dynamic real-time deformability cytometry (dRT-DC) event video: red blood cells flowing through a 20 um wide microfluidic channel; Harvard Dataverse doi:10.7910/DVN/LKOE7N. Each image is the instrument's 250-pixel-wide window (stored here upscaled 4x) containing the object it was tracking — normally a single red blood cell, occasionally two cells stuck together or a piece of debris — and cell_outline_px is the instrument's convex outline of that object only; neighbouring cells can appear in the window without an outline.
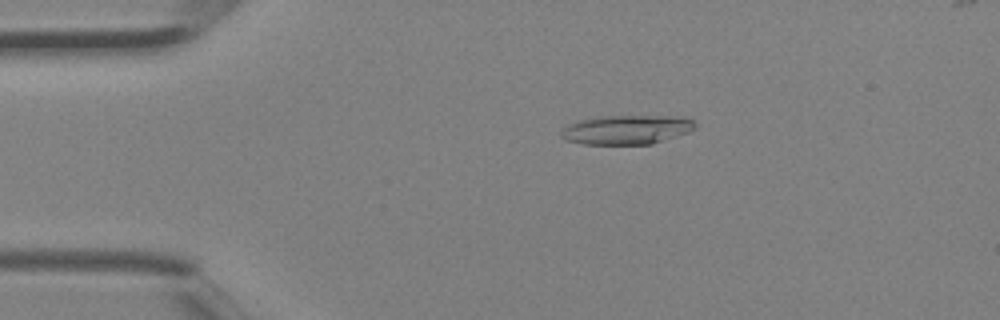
{"species": "Egyptian fruit bat (a non-hibernating species)", "species_latin": "Rousettus aegyptiacus", "temperature_condition": "room temperature", "stored_images_in_passage": 5, "camera_frame_rate_fps": 3000, "um_per_image_px": 0.085, "animal": {"sex": "female"}, "frame": {"image": 1, "passage_image": 3, "time_ms": 0.667, "image_size_px": [1000, 320], "cell_outline_px": [[696, 128], [688, 132], [652, 144], [584, 144], [568, 140], [560, 136], [560, 132], [568, 124], [580, 120], [600, 116], [676, 116], [692, 120], [696, 124]], "centroid_in_image_um": [53.26, 11.02], "position_along_channel_um": 31.7, "area_um2": 22.66}}
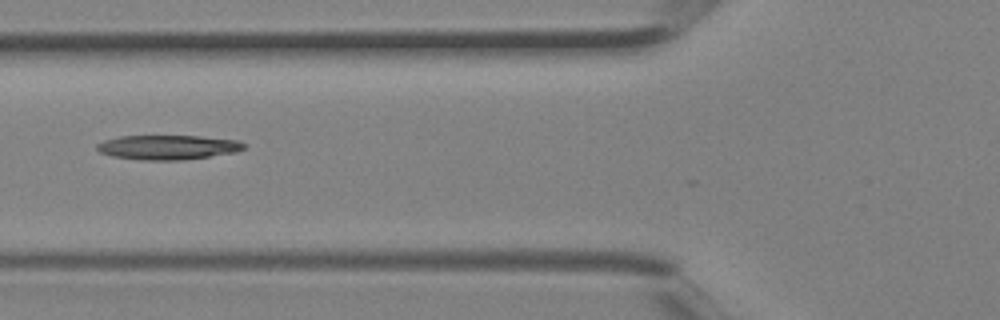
{"frame": {"image": 2, "passage_image": 5, "time_ms": 1.333, "image_size_px": [1000, 320], "cell_outline_px": [[244, 148], [236, 152], [180, 160], [140, 160], [112, 156], [100, 152], [96, 148], [96, 144], [104, 140], [120, 136], [200, 136], [236, 140], [244, 144]], "centroid_in_image_um": [14.22, 12.52], "position_along_channel_um": 111.6, "area_um2": 20.81}}